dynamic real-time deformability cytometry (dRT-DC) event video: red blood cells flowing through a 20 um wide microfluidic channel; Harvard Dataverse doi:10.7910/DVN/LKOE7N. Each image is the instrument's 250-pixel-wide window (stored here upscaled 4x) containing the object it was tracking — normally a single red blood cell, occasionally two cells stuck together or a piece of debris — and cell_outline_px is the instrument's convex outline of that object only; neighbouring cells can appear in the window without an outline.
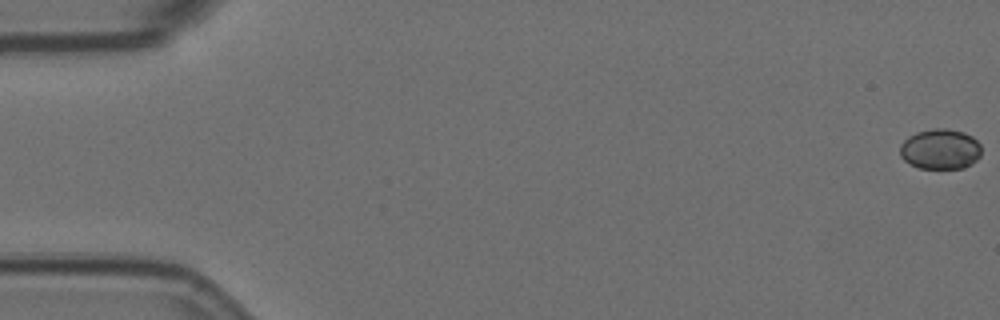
{"species": "Egyptian fruit bat (a non-hibernating species)", "species_latin": "Rousettus aegyptiacus", "temperature_condition": "room temperature", "stored_images_in_passage": 7, "camera_frame_rate_fps": 3000, "um_per_image_px": 0.085, "animal": {"sex": "female"}, "frame": {"image": 1, "passage_image": 1, "time_ms": 0.0, "image_size_px": [1000, 320], "cell_outline_px": [[980, 156], [972, 164], [964, 168], [920, 168], [908, 164], [900, 156], [900, 144], [908, 136], [916, 132], [936, 128], [948, 128], [964, 132], [972, 136], [980, 144]], "centroid_in_image_um": [79.91, 12.67], "position_along_channel_um": 5.1, "area_um2": 19.31}}